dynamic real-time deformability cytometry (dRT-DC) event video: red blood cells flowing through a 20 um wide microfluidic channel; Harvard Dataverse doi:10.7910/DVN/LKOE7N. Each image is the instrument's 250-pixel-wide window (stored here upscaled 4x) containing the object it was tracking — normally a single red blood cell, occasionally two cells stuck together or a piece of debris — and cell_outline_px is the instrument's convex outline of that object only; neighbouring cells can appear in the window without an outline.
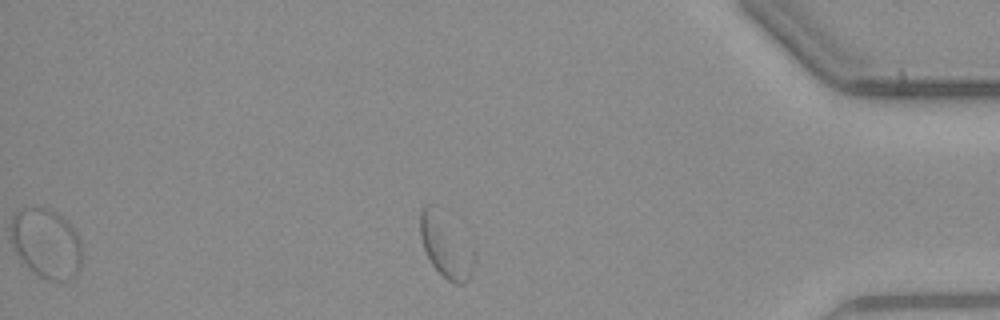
{"species": "common noctule bat (a hibernating species)", "species_latin": "Nyctalus noctula", "temperature_condition": "warm", "stored_images_in_passage": 46, "segment_of_instrument_passage": [2, 2], "camera_frame_rate_fps": 3000, "um_per_image_px": 0.085, "animal": {"sex": "male", "body_mass_g": 23.1, "forearm_length_mm": 52.7}, "frame": {"image": 1, "passage_image": 46, "time_ms": 15.0, "image_size_px": [1000, 320], "cell_outline_px": [[472, 272], [468, 280], [464, 284], [456, 284], [448, 280], [432, 264], [424, 248], [420, 236], [420, 212], [428, 204], [432, 204], [472, 256]], "centroid_in_image_um": [37.78, 21.0], "position_along_channel_um": 397.4, "area_um2": 17.69}}